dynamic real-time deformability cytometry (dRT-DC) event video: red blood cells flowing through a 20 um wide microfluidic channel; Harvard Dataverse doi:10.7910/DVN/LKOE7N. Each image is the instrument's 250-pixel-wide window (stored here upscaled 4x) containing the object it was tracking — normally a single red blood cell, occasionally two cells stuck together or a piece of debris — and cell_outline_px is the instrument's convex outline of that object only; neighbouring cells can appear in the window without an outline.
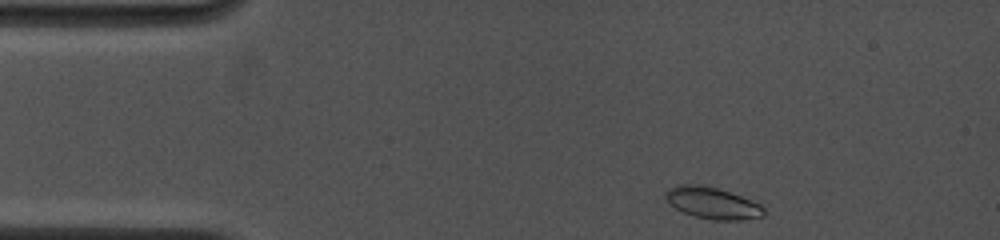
{"species": "common noctule bat (a hibernating species)", "species_latin": "Nyctalus noctula", "temperature_condition": "cold", "stored_images_in_passage": 46, "camera_frame_rate_fps": 4500, "um_per_image_px": 0.085, "animal": {"sex": "female", "body_mass_g": 19.0, "forearm_length_mm": 53.3}, "frame": {"image": 1, "passage_image": 1, "time_ms": 0.0, "image_size_px": [1000, 240], "cell_outline_px": [[764, 216], [740, 220], [712, 220], [696, 216], [684, 212], [676, 208], [664, 196], [664, 192], [668, 188], [680, 184], [700, 184], [716, 188], [740, 196], [760, 204], [764, 208]], "centroid_in_image_um": [60.54, 17.25], "position_along_channel_um": 24.5, "area_um2": 17.86}}
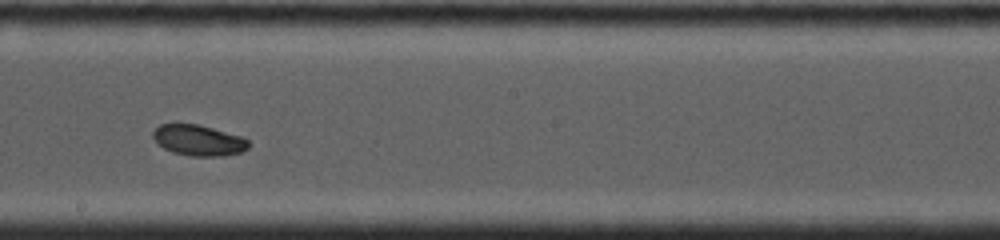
{"frame": {"image": 2, "passage_image": 29, "time_ms": 6.889, "image_size_px": [1000, 240], "cell_outline_px": [[248, 148], [240, 152], [220, 156], [192, 156], [172, 152], [164, 148], [152, 136], [152, 132], [160, 124], [196, 124], [244, 136], [248, 140]], "centroid_in_image_um": [16.89, 11.92], "position_along_channel_um": 231.3, "area_um2": 16.99}}
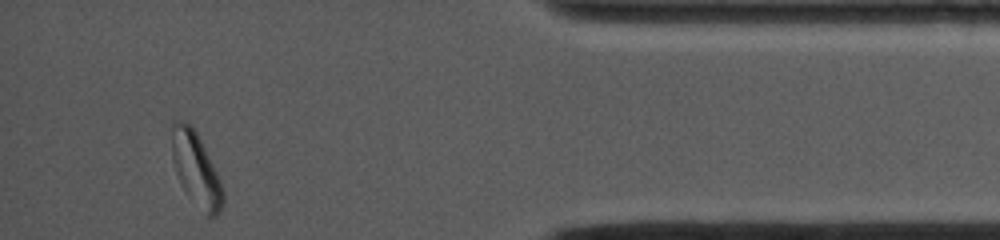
{"frame": {"image": 3, "passage_image": 46, "time_ms": 12.444, "image_size_px": [1000, 240], "cell_outline_px": [[224, 204], [220, 212], [216, 216], [208, 220], [188, 196], [180, 184], [172, 160], [172, 120], [184, 120], [196, 132], [220, 180], [224, 192]], "centroid_in_image_um": [16.66, 14.47], "position_along_channel_um": 418.5, "area_um2": 22.02}, "authors_computed_cell_mechanics": {"area_um2": 17.7446, "velocity_mm_per_s": 3.9206, "shape_relaxation_time_tau1_ms": 9.8733, "shape_relaxation_time_tau2_ms": null, "deformation_change_tau1": 0.2072, "deformation_change_tau2": null}}